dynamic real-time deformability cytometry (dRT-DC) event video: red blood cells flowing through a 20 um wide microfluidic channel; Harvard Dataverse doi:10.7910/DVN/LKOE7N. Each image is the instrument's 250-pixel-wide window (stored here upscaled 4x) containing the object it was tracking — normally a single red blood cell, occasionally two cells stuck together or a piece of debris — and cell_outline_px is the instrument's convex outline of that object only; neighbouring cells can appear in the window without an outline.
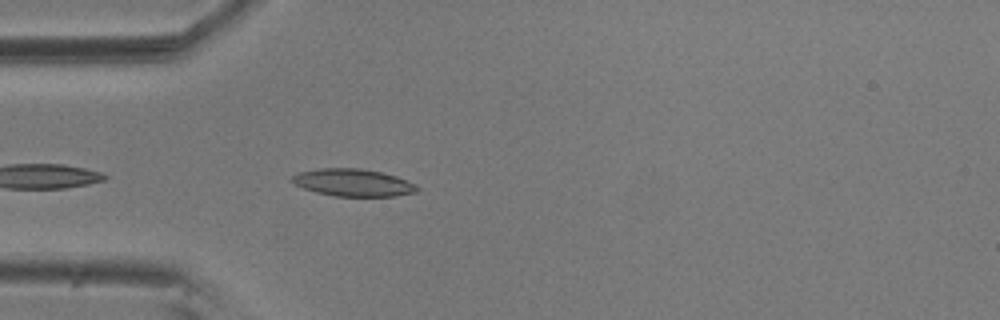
{"species": "common noctule bat (a hibernating species)", "species_latin": "Nyctalus noctula", "temperature_condition": "room temperature", "stored_images_in_passage": 9, "camera_frame_rate_fps": 3000, "um_per_image_px": 0.085, "animal": {"sex": "male", "body_mass_g": 20.5, "forearm_length_mm": 52.5}, "frame": {"image": 1, "passage_image": 4, "time_ms": 1.0, "image_size_px": [1000, 320], "cell_outline_px": [[420, 188], [416, 192], [396, 196], [336, 196], [316, 192], [292, 184], [288, 180], [292, 176], [300, 172], [320, 168], [360, 168], [380, 172], [396, 176], [416, 184]], "centroid_in_image_um": [29.99, 15.52], "position_along_channel_um": 55.0, "area_um2": 20.0}}
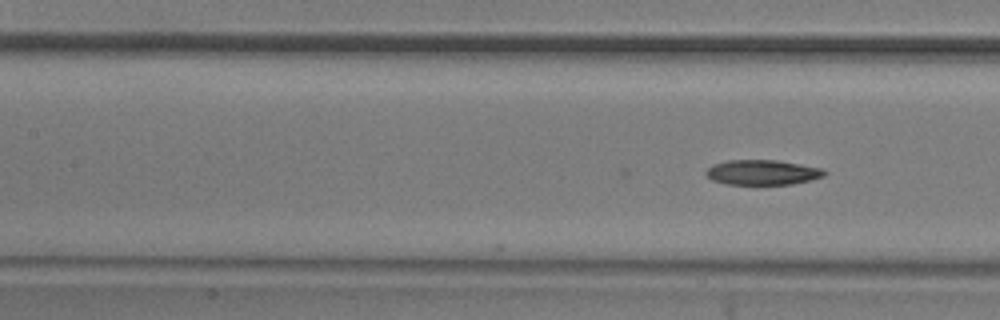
{"frame": {"image": 2, "passage_image": 9, "time_ms": 2.667, "image_size_px": [1000, 320], "cell_outline_px": [[828, 172], [824, 176], [792, 184], [756, 188], [724, 184], [712, 180], [704, 172], [712, 164], [728, 160], [776, 160], [824, 168]], "centroid_in_image_um": [64.78, 14.7], "position_along_channel_um": 142.6, "area_um2": 18.26}}